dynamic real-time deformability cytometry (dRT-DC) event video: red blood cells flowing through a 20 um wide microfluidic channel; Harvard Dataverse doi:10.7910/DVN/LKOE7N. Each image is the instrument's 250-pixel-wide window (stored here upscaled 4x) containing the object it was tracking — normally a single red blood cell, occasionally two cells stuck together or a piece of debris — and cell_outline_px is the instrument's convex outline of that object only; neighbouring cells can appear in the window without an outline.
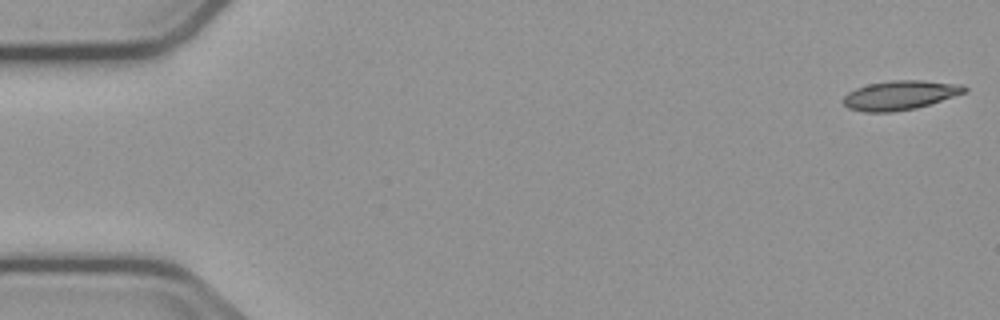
{"species": "common noctule bat (a hibernating species)", "species_latin": "Nyctalus noctula", "temperature_condition": "cold", "stored_images_in_passage": 6, "segment_of_instrument_passage": [1, 2], "camera_frame_rate_fps": 3000, "um_per_image_px": 0.085, "animal": {"sex": "male", "body_mass_g": 23.1, "forearm_length_mm": 52.7}, "frame": {"image": 1, "passage_image": 1, "time_ms": 0.0, "image_size_px": [1000, 320], "cell_outline_px": [[968, 92], [916, 108], [892, 112], [864, 112], [848, 108], [840, 100], [848, 92], [856, 88], [868, 84], [892, 80], [920, 80], [964, 84], [968, 88]], "centroid_in_image_um": [76.51, 8.09], "position_along_channel_um": 8.5, "area_um2": 20.87}}
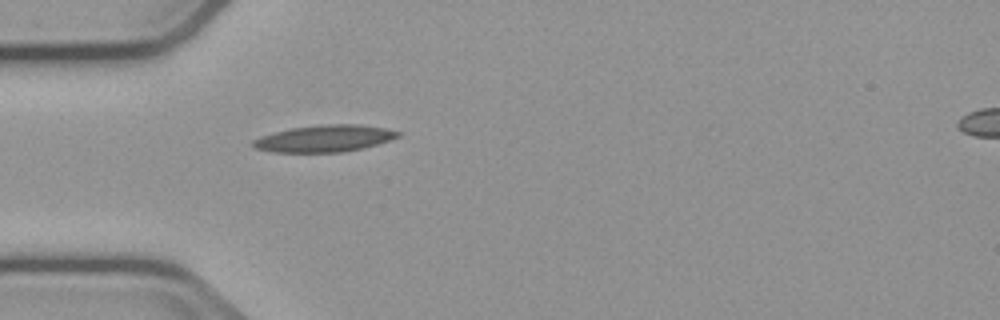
{"frame": {"image": 2, "passage_image": 5, "time_ms": 5.0, "image_size_px": [1000, 320], "cell_outline_px": [[400, 136], [376, 144], [344, 152], [272, 152], [256, 148], [252, 144], [252, 140], [260, 136], [292, 128], [324, 124], [360, 124], [384, 128], [400, 132]], "centroid_in_image_um": [27.56, 11.77], "position_along_channel_um": 57.4, "area_um2": 22.37}}